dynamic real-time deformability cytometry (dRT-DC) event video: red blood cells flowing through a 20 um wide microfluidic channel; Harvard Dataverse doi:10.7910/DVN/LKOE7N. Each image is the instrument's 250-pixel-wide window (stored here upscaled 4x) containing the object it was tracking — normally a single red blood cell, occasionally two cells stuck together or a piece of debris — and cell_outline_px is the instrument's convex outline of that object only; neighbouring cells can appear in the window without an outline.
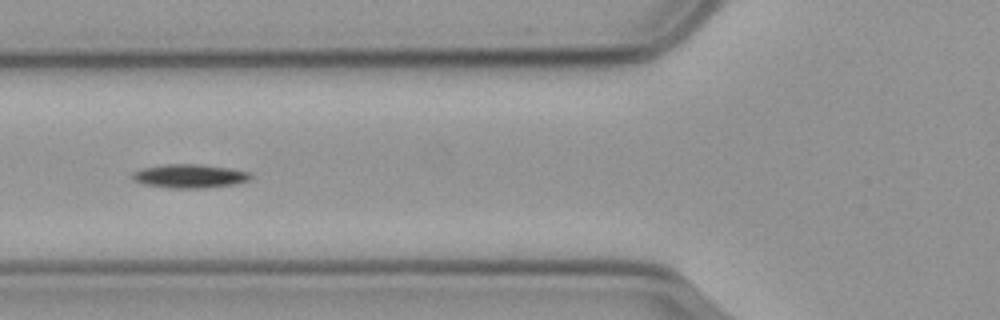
{"species": "common noctule bat (a hibernating species)", "species_latin": "Nyctalus noctula", "temperature_condition": "cold", "stored_images_in_passage": 43, "camera_frame_rate_fps": 3000, "um_per_image_px": 0.085, "animal": {"sex": "male", "body_mass_g": 23.1, "forearm_length_mm": 52.7}, "frame": {"image": 1, "passage_image": 7, "time_ms": 2.0, "image_size_px": [1000, 320], "cell_outline_px": [[252, 180], [236, 184], [204, 188], [172, 188], [144, 184], [132, 180], [132, 172], [144, 168], [164, 164], [200, 164], [228, 168], [248, 172], [252, 176]], "centroid_in_image_um": [16.13, 14.97], "position_along_channel_um": 109.7, "area_um2": 16.36}, "authors_computed_cell_mechanics": {"area_um2": 14.8546, "velocity_mm_per_s": 3.591, "shape_relaxation_time_tau1_ms": 2.4946, "shape_relaxation_time_tau2_ms": null, "deformation_change_tau1": 0.1079, "deformation_change_tau2": null}}